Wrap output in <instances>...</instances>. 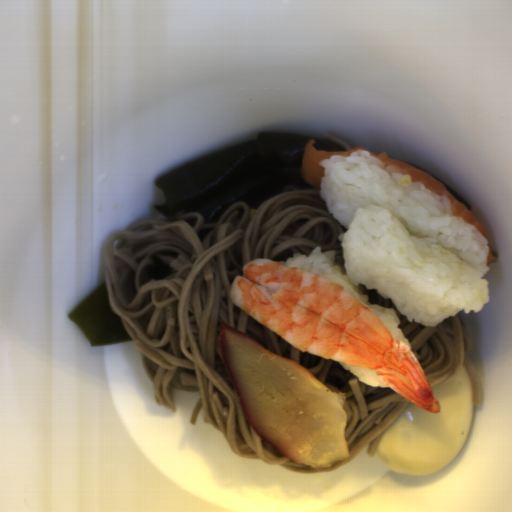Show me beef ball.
<instances>
[{
  "instance_id": "1",
  "label": "beef ball",
  "mask_w": 512,
  "mask_h": 512,
  "mask_svg": "<svg viewBox=\"0 0 512 512\" xmlns=\"http://www.w3.org/2000/svg\"><path fill=\"white\" fill-rule=\"evenodd\" d=\"M182 372L196 376V370H192L189 368H184V367L179 366L178 368L175 369V371L170 379V382H169L170 391H186V392H191V393L200 391L198 386H194V385H190V384L182 385V383L180 381Z\"/></svg>"
},
{
  "instance_id": "2",
  "label": "beef ball",
  "mask_w": 512,
  "mask_h": 512,
  "mask_svg": "<svg viewBox=\"0 0 512 512\" xmlns=\"http://www.w3.org/2000/svg\"><path fill=\"white\" fill-rule=\"evenodd\" d=\"M141 360L147 378L154 384V380L157 375L159 366L142 353Z\"/></svg>"
}]
</instances>
